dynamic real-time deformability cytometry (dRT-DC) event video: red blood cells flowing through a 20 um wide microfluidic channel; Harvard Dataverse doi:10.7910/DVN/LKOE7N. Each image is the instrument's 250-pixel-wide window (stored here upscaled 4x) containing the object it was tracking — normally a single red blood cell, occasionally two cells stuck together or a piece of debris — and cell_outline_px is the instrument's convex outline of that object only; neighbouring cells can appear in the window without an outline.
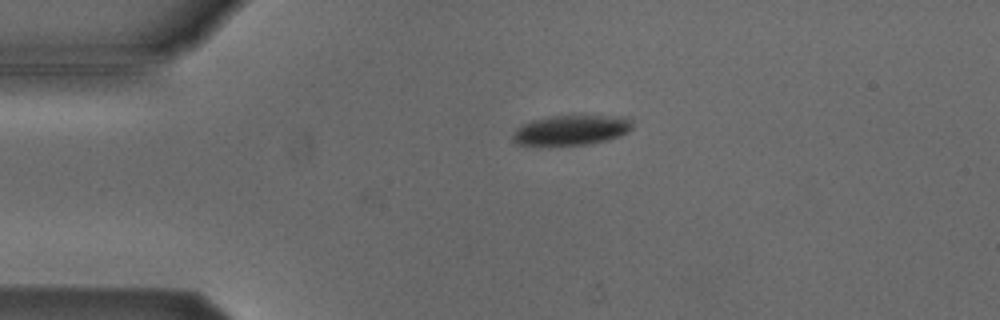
{"species": "Egyptian fruit bat (a non-hibernating species)", "species_latin": "Rousettus aegyptiacus", "temperature_condition": "cold", "stored_images_in_passage": 40, "camera_frame_rate_fps": 3000, "um_per_image_px": 0.085, "animal": {"sex": "male"}, "frame": {"image": 1, "passage_image": 1, "time_ms": 0.0, "image_size_px": [1000, 320], "cell_outline_px": [[632, 128], [628, 132], [620, 136], [608, 140], [588, 144], [540, 148], [536, 148], [516, 144], [512, 140], [512, 136], [516, 128], [532, 120], [548, 116], [628, 116], [632, 120]], "centroid_in_image_um": [48.5, 11.11], "position_along_channel_um": 36.5, "area_um2": 21.85}}
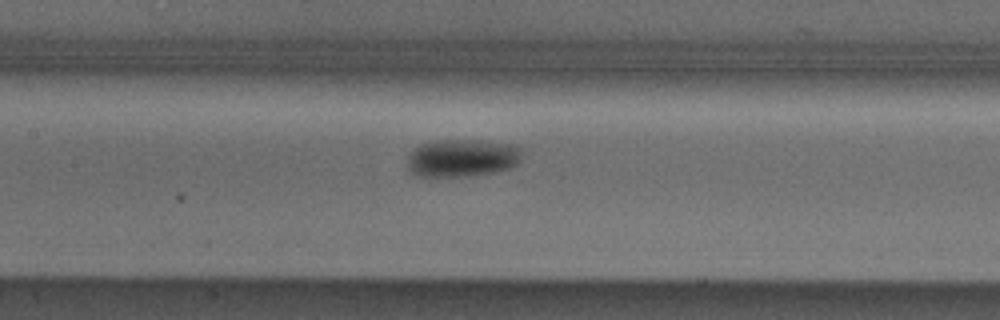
{"frame": {"image": 2, "passage_image": 14, "time_ms": 4.333, "image_size_px": [1000, 320], "cell_outline_px": [[520, 160], [516, 164], [508, 168], [492, 172], [460, 176], [420, 176], [412, 172], [408, 168], [408, 156], [420, 144], [440, 140], [480, 140], [516, 144], [520, 148]], "centroid_in_image_um": [39.29, 13.4], "position_along_channel_um": 168.1, "area_um2": 24.85}}
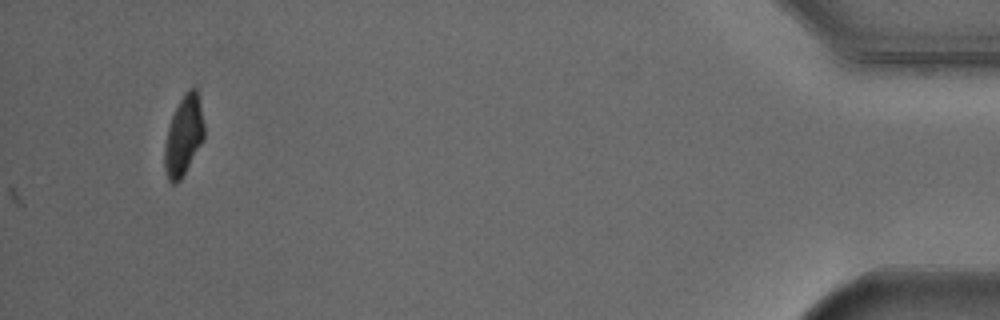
{"frame": {"image": 3, "passage_image": 40, "time_ms": 13.0, "image_size_px": [1000, 320], "cell_outline_px": [[204, 140], [180, 180], [176, 184], [172, 184], [168, 180], [164, 168], [164, 144], [168, 128], [172, 116], [184, 92], [188, 88], [196, 88], [200, 104], [204, 124]], "centroid_in_image_um": [15.6, 11.56], "position_along_channel_um": 419.6, "area_um2": 18.38}, "authors_computed_cell_mechanics": {"area_um2": 22.1085, "velocity_mm_per_s": 3.8297, "shape_relaxation_time_tau1_ms": 3.136, "shape_relaxation_time_tau2_ms": null, "deformation_change_tau1": 0.0913, "deformation_change_tau2": null}}